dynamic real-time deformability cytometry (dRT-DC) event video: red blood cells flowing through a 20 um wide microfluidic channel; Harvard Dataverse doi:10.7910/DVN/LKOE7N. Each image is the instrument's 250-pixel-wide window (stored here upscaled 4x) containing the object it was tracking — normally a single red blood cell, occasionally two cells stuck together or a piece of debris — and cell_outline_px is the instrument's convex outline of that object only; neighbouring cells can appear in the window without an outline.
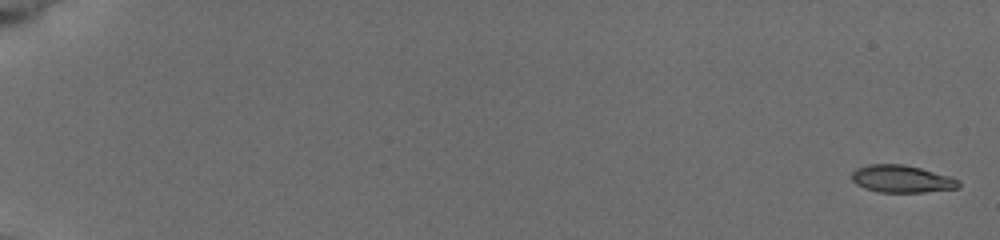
{"species": "common noctule bat (a hibernating species)", "species_latin": "Nyctalus noctula", "temperature_condition": "cold", "stored_images_in_passage": 11, "camera_frame_rate_fps": 3000, "um_per_image_px": 0.085, "animal": {"sex": "female", "body_mass_g": 19.5, "forearm_length_mm": 54.1}, "frame": {"image": 1, "passage_image": 1, "time_ms": 0.0, "image_size_px": [1000, 240], "cell_outline_px": [[960, 188], [924, 192], [876, 192], [864, 188], [856, 184], [852, 180], [852, 172], [856, 168], [868, 164], [904, 164], [952, 176], [960, 180]], "centroid_in_image_um": [76.67, 15.21], "position_along_channel_um": 8.3, "area_um2": 17.28}}
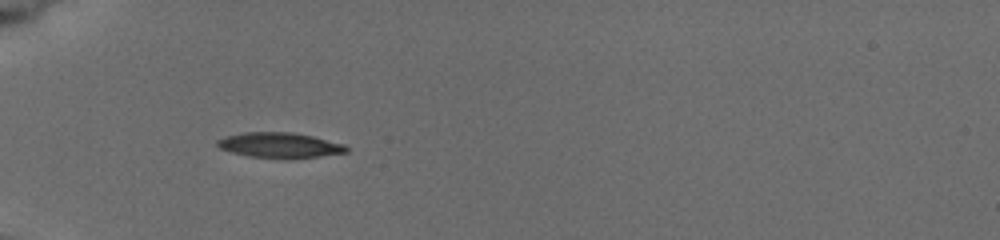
{"frame": {"image": 2, "passage_image": 7, "time_ms": 6.333, "image_size_px": [1000, 240], "cell_outline_px": [[348, 152], [316, 156], [248, 156], [232, 152], [220, 148], [216, 144], [216, 140], [228, 136], [244, 132], [292, 132], [312, 136], [344, 144], [348, 148]], "centroid_in_image_um": [23.75, 12.3], "position_along_channel_um": 61.3, "area_um2": 18.09}}
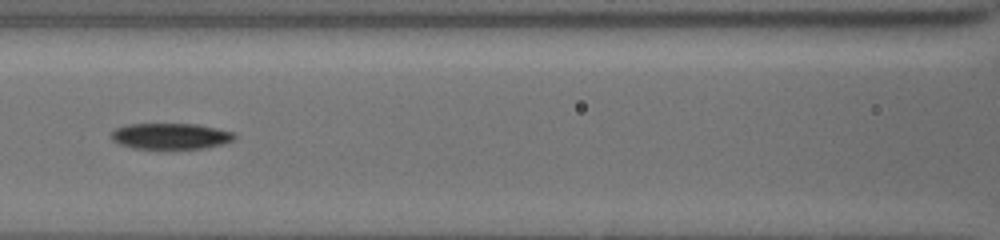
{"frame": {"image": 3, "passage_image": 10, "time_ms": 9.0, "image_size_px": [1000, 240], "cell_outline_px": [[236, 140], [224, 144], [208, 148], [132, 148], [120, 144], [112, 140], [112, 132], [116, 128], [128, 124], [196, 124], [216, 128], [232, 132], [236, 136]], "centroid_in_image_um": [14.54, 11.57], "position_along_channel_um": 152.1, "area_um2": 18.61}}